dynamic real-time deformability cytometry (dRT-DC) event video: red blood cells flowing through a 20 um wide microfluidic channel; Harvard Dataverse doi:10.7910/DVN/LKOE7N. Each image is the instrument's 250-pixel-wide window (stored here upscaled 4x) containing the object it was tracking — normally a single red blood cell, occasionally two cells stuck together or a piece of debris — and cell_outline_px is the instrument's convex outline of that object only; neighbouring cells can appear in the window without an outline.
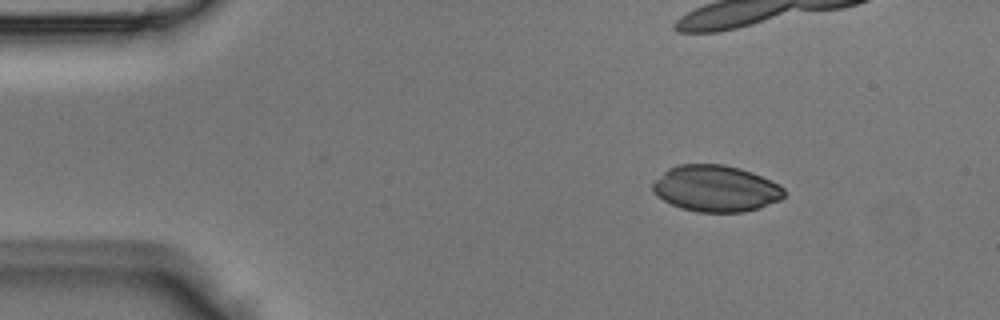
{"species": "Egyptian fruit bat (a non-hibernating species)", "species_latin": "Rousettus aegyptiacus", "temperature_condition": "room temperature", "stored_images_in_passage": 5, "camera_frame_rate_fps": 3000, "um_per_image_px": 0.085, "animal": {"sex": "male"}, "frame": {"image": 1, "passage_image": 1, "time_ms": 0.0, "image_size_px": [1000, 320], "cell_outline_px": [[784, 196], [780, 200], [744, 212], [700, 212], [680, 208], [664, 200], [652, 192], [652, 184], [668, 168], [676, 164], [724, 164], [740, 168], [752, 172], [780, 184], [784, 188]], "centroid_in_image_um": [60.84, 16.01], "position_along_channel_um": 24.2, "area_um2": 35.49}}
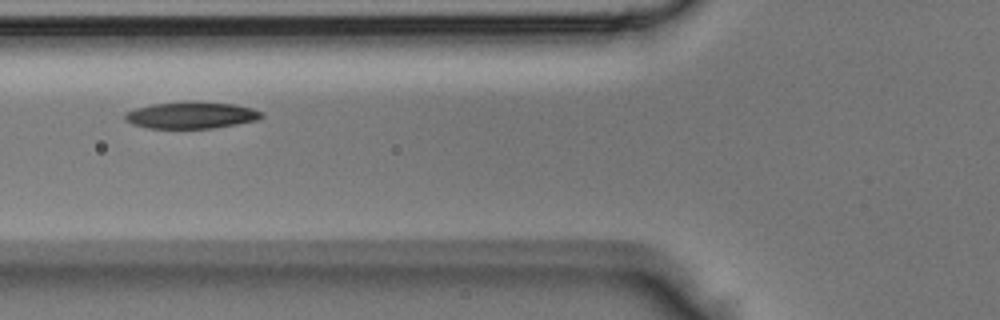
{"frame": {"image": 2, "passage_image": 4, "time_ms": 1.0, "image_size_px": [1000, 320], "cell_outline_px": [[264, 116], [260, 120], [212, 128], [148, 128], [132, 124], [124, 120], [124, 112], [136, 108], [152, 104], [192, 100], [232, 104], [252, 108], [264, 112]], "centroid_in_image_um": [16.26, 9.78], "position_along_channel_um": 109.5, "area_um2": 21.62}}
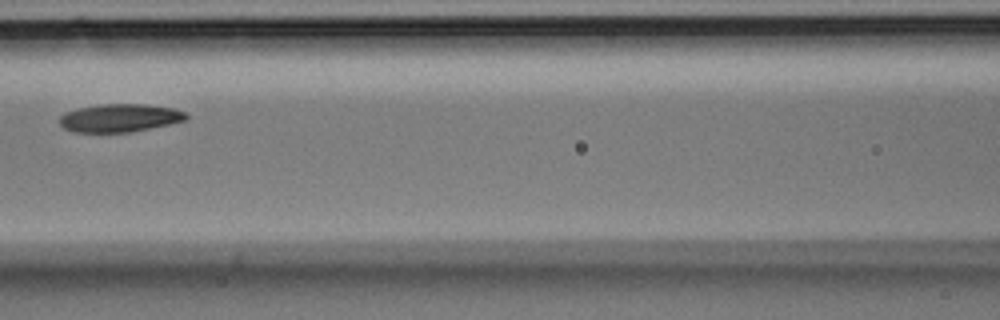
{"frame": {"image": 3, "passage_image": 5, "time_ms": 1.333, "image_size_px": [1000, 320], "cell_outline_px": [[188, 116], [184, 120], [168, 124], [128, 132], [72, 132], [64, 128], [60, 124], [60, 116], [64, 112], [76, 108], [100, 104], [144, 104], [172, 108], [184, 112]], "centroid_in_image_um": [10.1, 10.02], "position_along_channel_um": 156.5, "area_um2": 20.52}}